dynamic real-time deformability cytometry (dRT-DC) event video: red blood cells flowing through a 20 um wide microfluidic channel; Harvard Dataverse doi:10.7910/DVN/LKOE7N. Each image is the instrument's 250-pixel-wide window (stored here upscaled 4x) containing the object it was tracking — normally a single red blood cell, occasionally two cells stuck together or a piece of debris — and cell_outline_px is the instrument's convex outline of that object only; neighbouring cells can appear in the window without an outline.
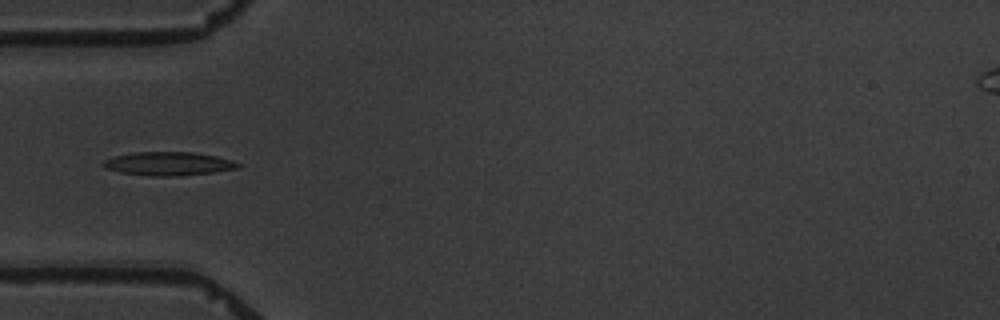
{"species": "common noctule bat (a hibernating species)", "species_latin": "Nyctalus noctula", "temperature_condition": "warm", "stored_images_in_passage": 13, "camera_frame_rate_fps": 3000, "um_per_image_px": 0.085, "animal": {"sex": "male", "body_mass_g": 19.5, "forearm_length_mm": 54.6}, "frame": {"image": 1, "passage_image": 3, "time_ms": 4.0, "image_size_px": [1000, 320], "cell_outline_px": [[240, 168], [216, 172], [176, 176], [152, 176], [120, 172], [104, 168], [100, 164], [104, 160], [112, 156], [132, 152], [192, 152], [216, 156], [232, 160], [240, 164]], "centroid_in_image_um": [14.29, 13.91], "position_along_channel_um": 70.7, "area_um2": 18.67}}
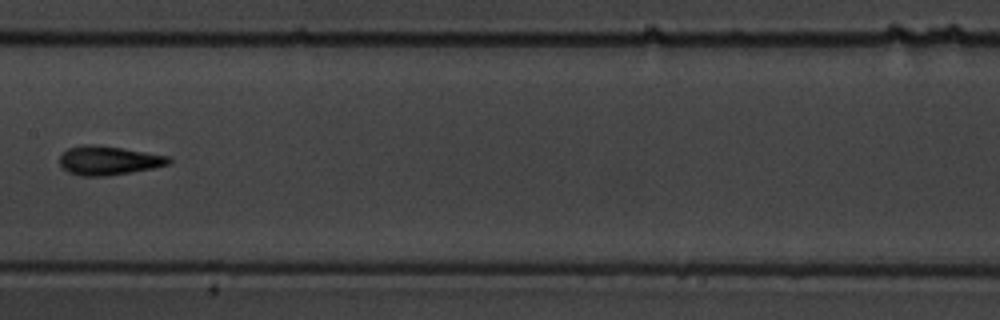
{"frame": {"image": 2, "passage_image": 6, "time_ms": 7.667, "image_size_px": [1000, 320], "cell_outline_px": [[172, 164], [152, 168], [108, 176], [80, 176], [68, 172], [60, 164], [60, 156], [68, 148], [84, 144], [92, 144], [120, 148], [168, 156], [172, 160]], "centroid_in_image_um": [9.22, 13.65], "position_along_channel_um": 198.2, "area_um2": 18.26}}
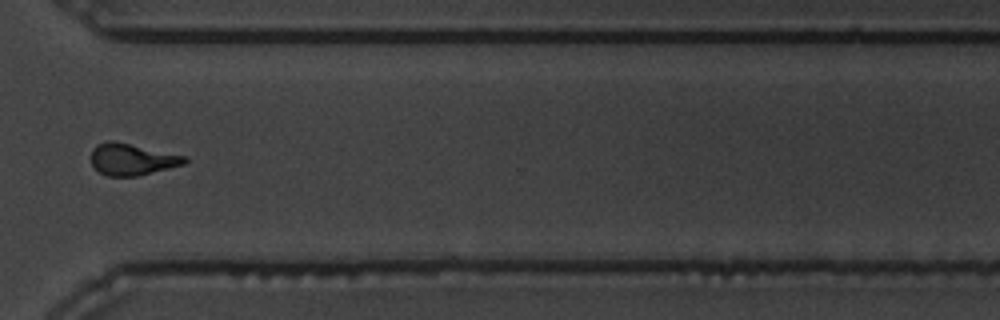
{"frame": {"image": 3, "passage_image": 10, "time_ms": 12.333, "image_size_px": [1000, 320], "cell_outline_px": [[188, 160], [184, 164], [136, 176], [108, 176], [100, 172], [92, 164], [92, 148], [96, 144], [108, 140], [116, 140], [188, 156]], "centroid_in_image_um": [11.23, 13.51], "position_along_channel_um": 359.4, "area_um2": 17.4}, "authors_computed_cell_mechanics": {"area_um2": 17.1666, "velocity_mm_per_s": 3.4665, "shape_relaxation_time_tau1_ms": 10.2177, "shape_relaxation_time_tau2_ms": 2.8862, "deformation_change_tau1": 0.3046, "deformation_change_tau2": 0.1279}}